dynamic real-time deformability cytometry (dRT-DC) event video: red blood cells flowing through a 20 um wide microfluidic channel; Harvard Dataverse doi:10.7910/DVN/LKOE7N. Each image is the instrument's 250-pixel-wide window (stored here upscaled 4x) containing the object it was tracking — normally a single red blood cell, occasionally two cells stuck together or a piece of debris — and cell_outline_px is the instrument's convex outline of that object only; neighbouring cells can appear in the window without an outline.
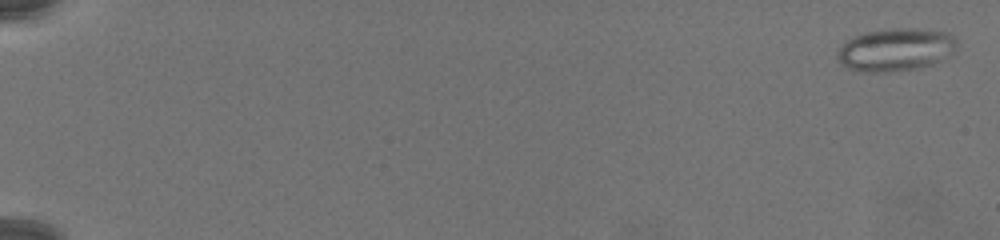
{"species": "common noctule bat (a hibernating species)", "species_latin": "Nyctalus noctula", "temperature_condition": "warm", "stored_images_in_passage": 54, "camera_frame_rate_fps": 3000, "um_per_image_px": 0.085, "animal": {"sex": "female", "body_mass_g": 19.5, "forearm_length_mm": 54.1}, "frame": {"image": 1, "passage_image": 2, "time_ms": 0.333, "image_size_px": [1000, 240], "cell_outline_px": [[956, 48], [952, 52], [932, 64], [916, 68], [884, 72], [872, 72], [848, 68], [840, 64], [836, 56], [836, 52], [848, 40], [856, 36], [868, 32], [896, 28], [920, 28], [948, 32], [956, 40]], "centroid_in_image_um": [76.13, 4.21], "position_along_channel_um": 8.9, "area_um2": 29.36}}
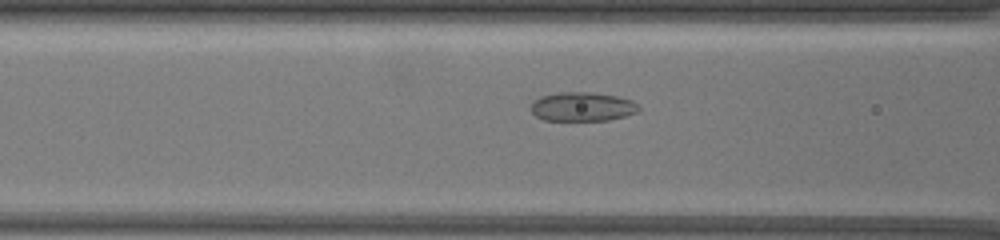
{"frame": {"image": 2, "passage_image": 36, "time_ms": 11.667, "image_size_px": [1000, 240], "cell_outline_px": [[640, 108], [636, 112], [624, 116], [608, 120], [544, 120], [536, 116], [528, 108], [540, 96], [556, 92], [592, 92], [616, 96], [632, 100], [640, 104]], "centroid_in_image_um": [49.49, 9.06], "position_along_channel_um": 117.1, "area_um2": 18.32}}
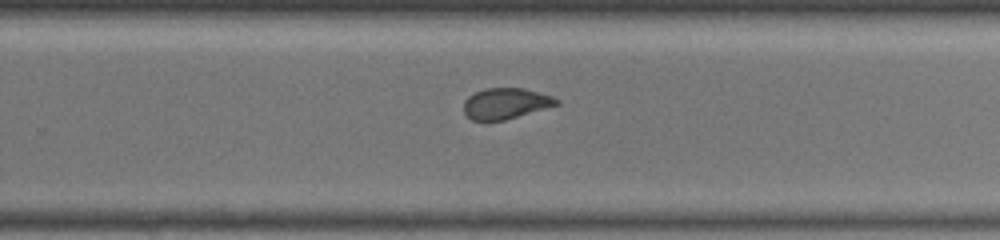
{"frame": {"image": 3, "passage_image": 54, "time_ms": 17.667, "image_size_px": [1000, 240], "cell_outline_px": [[560, 104], [504, 120], [484, 124], [472, 120], [464, 112], [464, 100], [468, 96], [484, 88], [524, 88], [552, 96], [560, 100]], "centroid_in_image_um": [42.94, 8.82], "position_along_channel_um": 286.9, "area_um2": 17.05}}